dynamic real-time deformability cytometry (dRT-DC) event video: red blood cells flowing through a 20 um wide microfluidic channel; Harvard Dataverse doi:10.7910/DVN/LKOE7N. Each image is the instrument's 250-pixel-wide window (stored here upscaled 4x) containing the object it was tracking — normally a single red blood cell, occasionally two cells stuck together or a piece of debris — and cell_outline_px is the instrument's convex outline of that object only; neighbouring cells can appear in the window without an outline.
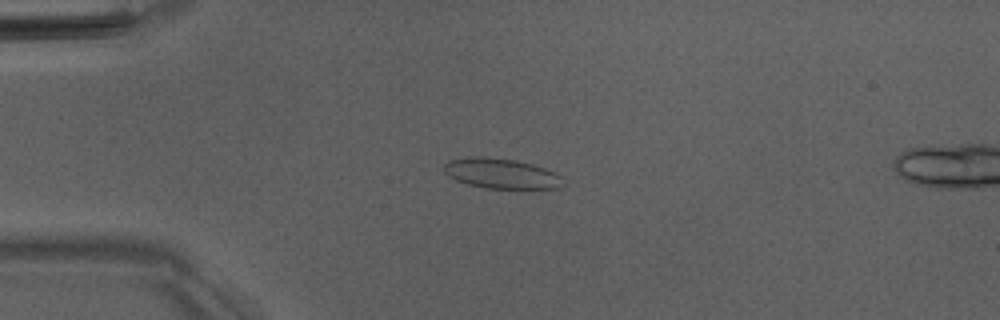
{"species": "Egyptian fruit bat (a non-hibernating species)", "species_latin": "Rousettus aegyptiacus", "temperature_condition": "room temperature", "stored_images_in_passage": 16, "camera_frame_rate_fps": 3000, "um_per_image_px": 0.085, "animal": {"sex": "male"}, "frame": {"image": 1, "passage_image": 12, "time_ms": 3.667, "image_size_px": [1000, 320], "cell_outline_px": [[564, 184], [560, 188], [484, 188], [468, 184], [456, 180], [448, 176], [440, 168], [448, 160], [476, 156], [516, 160], [532, 164], [544, 168], [560, 176]], "centroid_in_image_um": [42.54, 14.75], "position_along_channel_um": 42.5, "area_um2": 20.81}}